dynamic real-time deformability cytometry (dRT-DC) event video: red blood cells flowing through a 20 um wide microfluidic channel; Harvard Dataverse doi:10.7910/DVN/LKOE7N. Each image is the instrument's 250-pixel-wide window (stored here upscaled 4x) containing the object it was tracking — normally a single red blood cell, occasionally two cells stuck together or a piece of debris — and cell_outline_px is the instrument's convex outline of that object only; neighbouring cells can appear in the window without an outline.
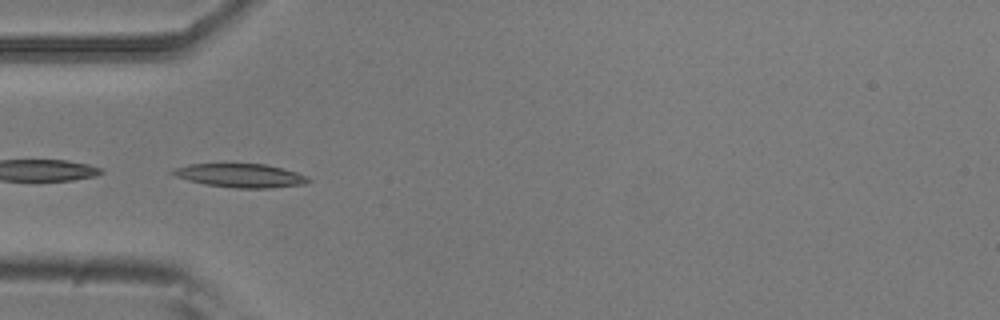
{"species": "common noctule bat (a hibernating species)", "species_latin": "Nyctalus noctula", "temperature_condition": "room temperature", "stored_images_in_passage": 9, "camera_frame_rate_fps": 3000, "um_per_image_px": 0.085, "animal": {"sex": "male", "body_mass_g": 20.5, "forearm_length_mm": 52.5}, "frame": {"image": 1, "passage_image": 4, "time_ms": 1.0, "image_size_px": [1000, 320], "cell_outline_px": [[312, 180], [304, 184], [268, 188], [236, 188], [204, 184], [188, 180], [176, 176], [168, 172], [172, 168], [188, 164], [264, 164], [296, 172], [308, 176]], "centroid_in_image_um": [20.4, 14.92], "position_along_channel_um": 64.6, "area_um2": 18.67}}
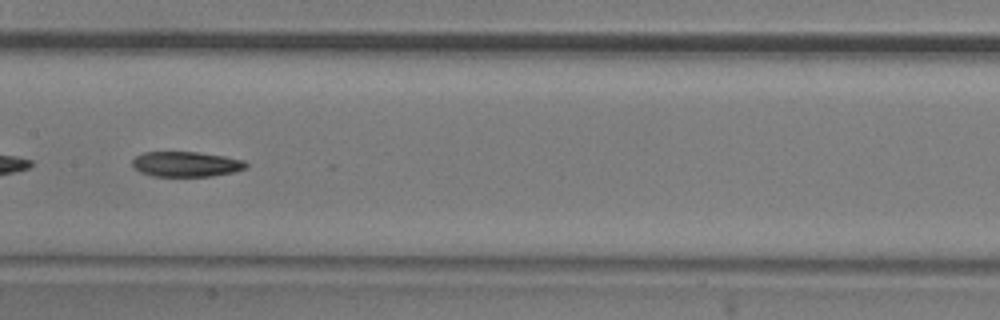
{"frame": {"image": 2, "passage_image": 7, "time_ms": 2.0, "image_size_px": [1000, 320], "cell_outline_px": [[248, 168], [232, 172], [212, 176], [152, 176], [140, 172], [132, 168], [132, 160], [136, 156], [144, 152], [196, 152], [224, 156], [244, 160], [248, 164]], "centroid_in_image_um": [15.8, 13.95], "position_along_channel_um": 191.6, "area_um2": 16.76}}
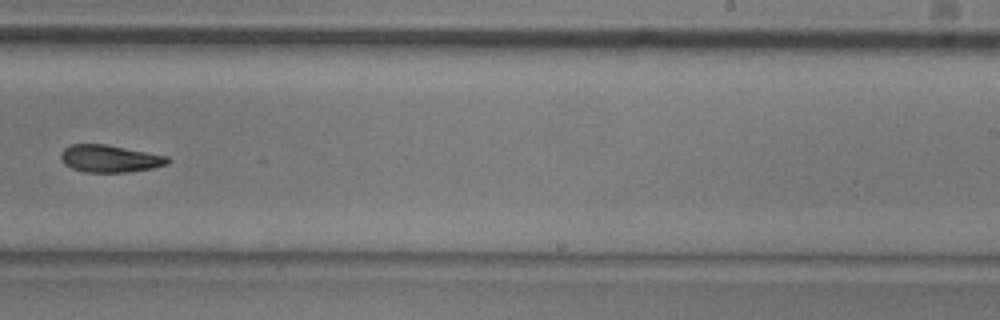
{"frame": {"image": 3, "passage_image": 9, "time_ms": 2.667, "image_size_px": [1000, 320], "cell_outline_px": [[168, 164], [152, 168], [124, 172], [84, 172], [72, 168], [64, 164], [60, 160], [60, 152], [64, 148], [72, 144], [104, 144], [168, 156]], "centroid_in_image_um": [9.27, 13.48], "position_along_channel_um": 279.7, "area_um2": 16.88}}